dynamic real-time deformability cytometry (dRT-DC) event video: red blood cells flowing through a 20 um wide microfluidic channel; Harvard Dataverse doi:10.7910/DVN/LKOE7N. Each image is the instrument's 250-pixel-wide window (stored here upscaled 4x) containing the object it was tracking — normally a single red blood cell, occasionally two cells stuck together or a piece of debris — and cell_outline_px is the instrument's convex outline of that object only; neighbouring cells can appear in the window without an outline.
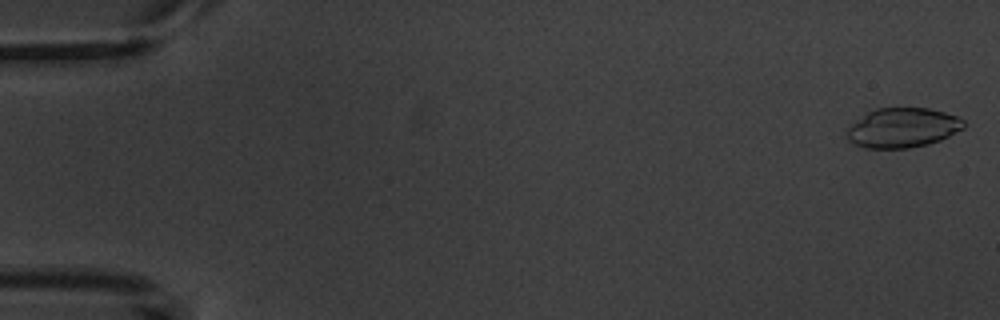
{"species": "common noctule bat (a hibernating species)", "species_latin": "Nyctalus noctula", "temperature_condition": "warm", "stored_images_in_passage": 6, "camera_frame_rate_fps": 3000, "um_per_image_px": 0.085, "animal": {"sex": "male", "body_mass_g": 20.1, "forearm_length_mm": 53.5}, "frame": {"image": 1, "passage_image": 1, "time_ms": 0.0, "image_size_px": [1000, 320], "cell_outline_px": [[964, 128], [940, 140], [928, 144], [908, 148], [864, 148], [848, 140], [844, 132], [852, 124], [868, 112], [876, 108], [928, 108], [944, 112], [956, 116], [964, 120]], "centroid_in_image_um": [76.71, 10.86], "position_along_channel_um": 8.3, "area_um2": 26.88}}